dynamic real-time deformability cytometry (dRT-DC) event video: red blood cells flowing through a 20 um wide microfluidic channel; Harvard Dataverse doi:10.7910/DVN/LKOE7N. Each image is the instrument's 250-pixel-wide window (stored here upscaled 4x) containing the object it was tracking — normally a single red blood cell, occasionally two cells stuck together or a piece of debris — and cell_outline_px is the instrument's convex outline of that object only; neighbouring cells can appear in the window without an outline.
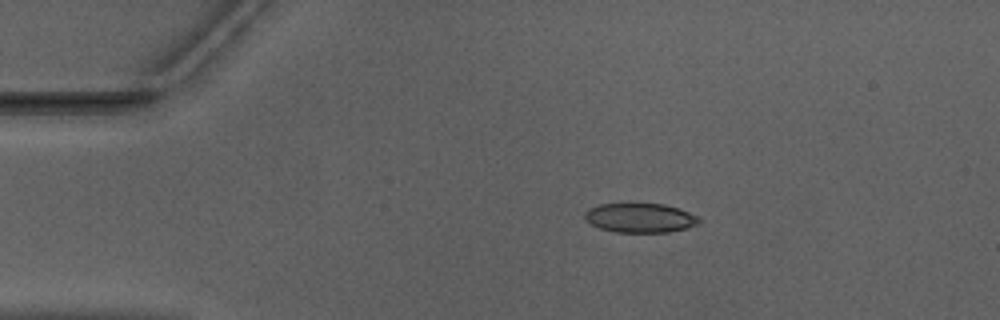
{"species": "Egyptian fruit bat (a non-hibernating species)", "species_latin": "Rousettus aegyptiacus", "temperature_condition": "warm", "stored_images_in_passage": 46, "camera_frame_rate_fps": 3000, "um_per_image_px": 0.085, "animal": {"sex": "male"}, "frame": {"image": 1, "passage_image": 4, "time_ms": 1.0, "image_size_px": [1000, 320], "cell_outline_px": [[704, 220], [688, 228], [668, 232], [616, 232], [600, 228], [584, 220], [584, 212], [588, 208], [600, 204], [664, 204], [700, 216]], "centroid_in_image_um": [54.42, 18.52], "position_along_channel_um": 30.6, "area_um2": 19.59}}
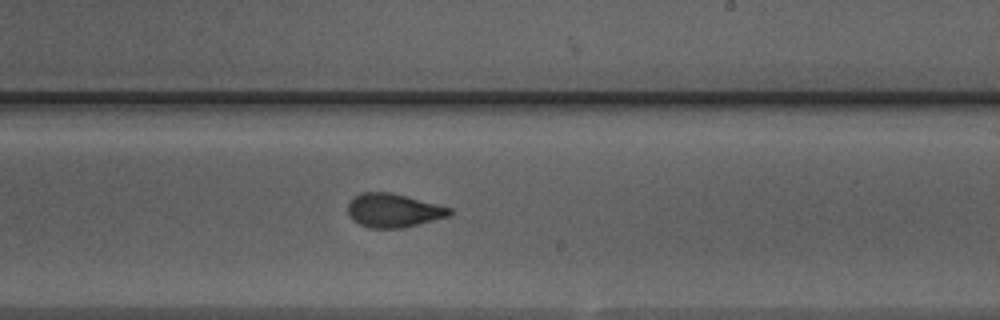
{"frame": {"image": 2, "passage_image": 25, "time_ms": 8.0, "image_size_px": [1000, 320], "cell_outline_px": [[452, 212], [448, 216], [400, 228], [368, 228], [352, 220], [348, 216], [348, 204], [360, 192], [392, 192], [452, 208]], "centroid_in_image_um": [33.41, 17.88], "position_along_channel_um": 255.6, "area_um2": 19.83}}
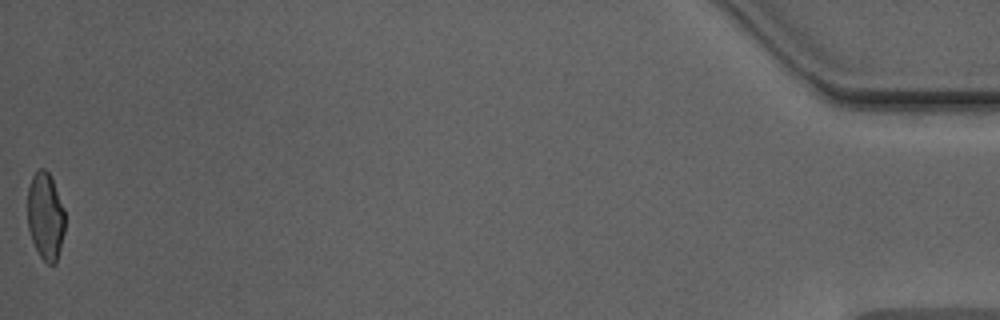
{"frame": {"image": 3, "passage_image": 46, "time_ms": 15.0, "image_size_px": [1000, 320], "cell_outline_px": [[64, 232], [56, 264], [48, 264], [40, 256], [32, 240], [28, 228], [28, 188], [32, 176], [40, 168], [44, 168], [48, 172], [52, 180], [64, 208]], "centroid_in_image_um": [3.86, 18.39], "position_along_channel_um": 431.3, "area_um2": 18.84}, "authors_computed_cell_mechanics": {"area_um2": 20.1144, "velocity_mm_per_s": 3.9718, "shape_relaxation_time_tau1_ms": 5.643, "shape_relaxation_time_tau2_ms": 1.1447, "deformation_change_tau1": 0.1727, "deformation_change_tau2": 0.0698}}